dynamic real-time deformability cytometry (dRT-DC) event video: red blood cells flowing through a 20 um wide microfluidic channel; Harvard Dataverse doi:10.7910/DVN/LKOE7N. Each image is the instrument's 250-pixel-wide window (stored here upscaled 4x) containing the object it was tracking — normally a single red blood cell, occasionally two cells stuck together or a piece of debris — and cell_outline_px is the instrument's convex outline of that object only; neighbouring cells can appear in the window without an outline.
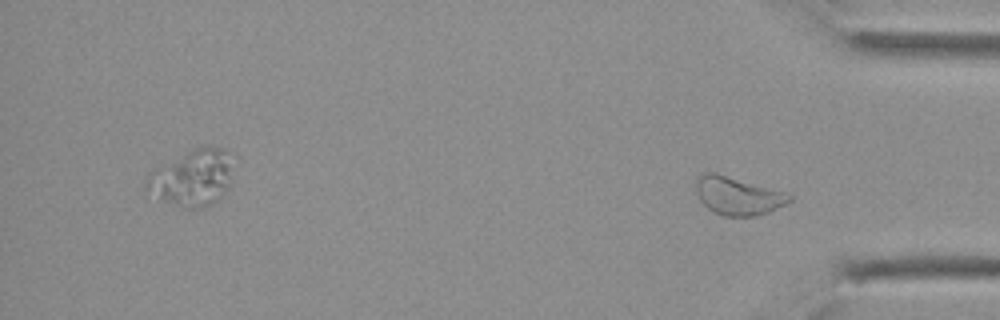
{"species": "Egyptian fruit bat (a non-hibernating species)", "species_latin": "Rousettus aegyptiacus", "temperature_condition": "cold", "stored_images_in_passage": 25, "segment_of_instrument_passage": [2, 2], "camera_frame_rate_fps": 3000, "um_per_image_px": 0.085, "animal": {"sex": "female"}, "frame": {"image": 1, "passage_image": 25, "time_ms": 8.0, "image_size_px": [1000, 320], "cell_outline_px": [[792, 200], [768, 212], [756, 216], [724, 216], [712, 212], [700, 200], [696, 192], [696, 180], [704, 172], [716, 172], [784, 192], [792, 196]], "centroid_in_image_um": [62.68, 16.64], "position_along_channel_um": 372.5, "area_um2": 20.58}}